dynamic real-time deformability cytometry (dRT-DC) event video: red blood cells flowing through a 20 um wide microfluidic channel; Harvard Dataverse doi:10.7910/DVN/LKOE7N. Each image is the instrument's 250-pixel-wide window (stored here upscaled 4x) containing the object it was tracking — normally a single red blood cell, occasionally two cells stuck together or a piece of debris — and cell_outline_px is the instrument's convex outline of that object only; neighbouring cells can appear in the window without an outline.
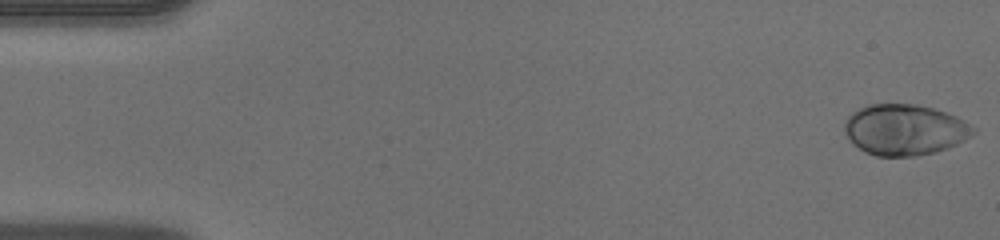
{"species": "human", "species_latin": "Homo sapiens", "temperature_condition": "warm", "stored_images_in_passage": 47, "camera_frame_rate_fps": 3000, "um_per_image_px": 0.085, "donor": {"sex": "male"}, "frame": {"image": 1, "passage_image": 1, "time_ms": 0.0, "image_size_px": [1000, 240], "cell_outline_px": [[976, 132], [964, 140], [948, 148], [936, 152], [916, 156], [876, 156], [864, 152], [852, 144], [844, 132], [844, 120], [856, 108], [868, 104], [916, 104], [936, 108], [956, 116], [964, 120], [976, 128]], "centroid_in_image_um": [76.88, 11.02], "position_along_channel_um": 8.1, "area_um2": 38.73}}
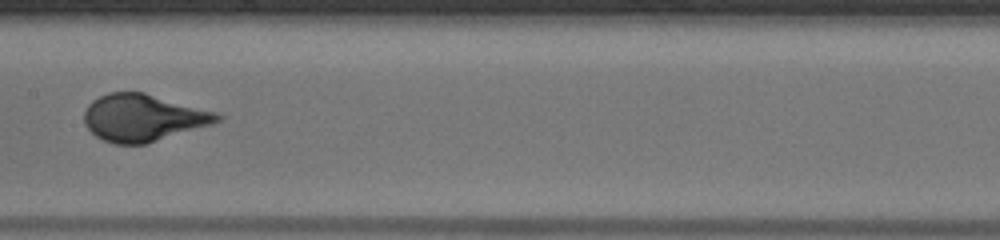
{"frame": {"image": 2, "passage_image": 24, "time_ms": 7.667, "image_size_px": [1000, 240], "cell_outline_px": [[224, 120], [212, 124], [144, 144], [116, 144], [104, 140], [96, 136], [84, 124], [84, 112], [88, 104], [92, 100], [108, 92], [144, 92], [220, 112], [224, 116]], "centroid_in_image_um": [12.21, 9.99], "position_along_channel_um": 195.2, "area_um2": 36.7}}
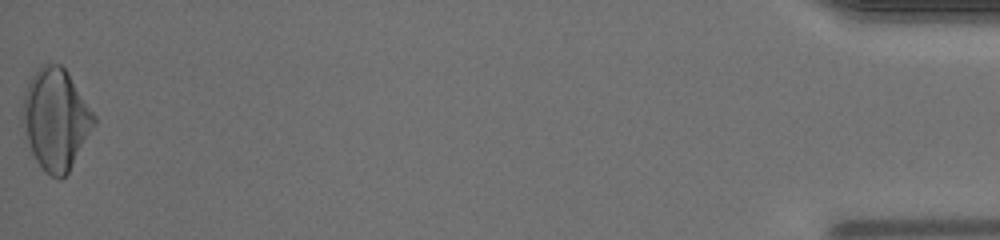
{"frame": {"image": 3, "passage_image": 47, "time_ms": 15.333, "image_size_px": [1000, 240], "cell_outline_px": [[96, 124], [68, 172], [60, 180], [44, 172], [36, 160], [32, 152], [20, 120], [24, 96], [28, 84], [32, 76], [44, 64], [60, 64], [68, 72], [96, 116]], "centroid_in_image_um": [4.74, 10.15], "position_along_channel_um": 430.5, "area_um2": 41.91}}